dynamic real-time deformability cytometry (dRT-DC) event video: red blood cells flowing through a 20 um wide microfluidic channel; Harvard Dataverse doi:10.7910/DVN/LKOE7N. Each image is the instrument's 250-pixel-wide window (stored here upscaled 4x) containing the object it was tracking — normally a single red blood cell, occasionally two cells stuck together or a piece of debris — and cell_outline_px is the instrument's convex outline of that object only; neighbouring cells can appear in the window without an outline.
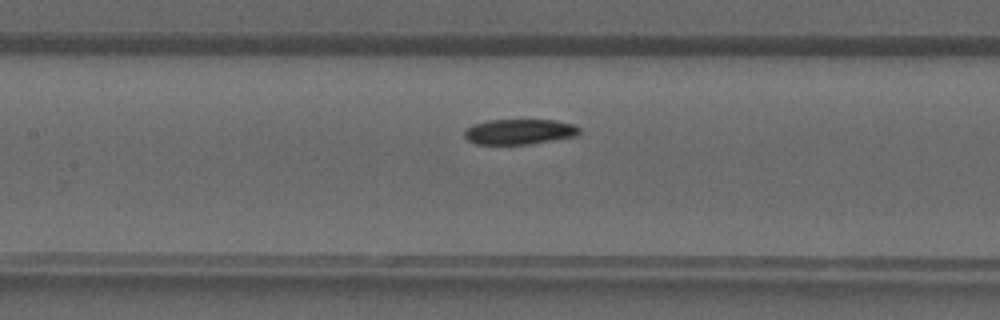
{"species": "common noctule bat (a hibernating species)", "species_latin": "Nyctalus noctula", "temperature_condition": "warm", "stored_images_in_passage": 30, "segment_of_instrument_passage": [1, 2], "camera_frame_rate_fps": 3000, "um_per_image_px": 0.085, "animal": {"sex": "male", "forearm_length_mm": 52.5}, "frame": {"image": 1, "passage_image": 7, "time_ms": 2.0, "image_size_px": [1000, 320], "cell_outline_px": [[580, 132], [576, 136], [528, 144], [476, 144], [468, 140], [464, 136], [464, 128], [472, 124], [488, 120], [556, 120], [572, 124], [580, 128]], "centroid_in_image_um": [44.1, 11.19], "position_along_channel_um": 163.3, "area_um2": 16.99}}
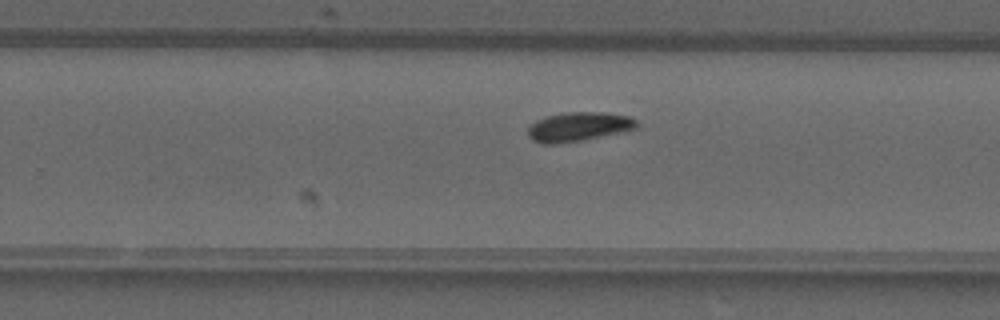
{"frame": {"image": 2, "passage_image": 14, "time_ms": 4.333, "image_size_px": [1000, 320], "cell_outline_px": [[636, 128], [620, 132], [584, 140], [556, 144], [540, 144], [532, 140], [528, 136], [528, 124], [544, 116], [564, 112], [604, 112], [628, 116], [636, 120]], "centroid_in_image_um": [49.09, 10.77], "position_along_channel_um": 280.7, "area_um2": 18.67}}
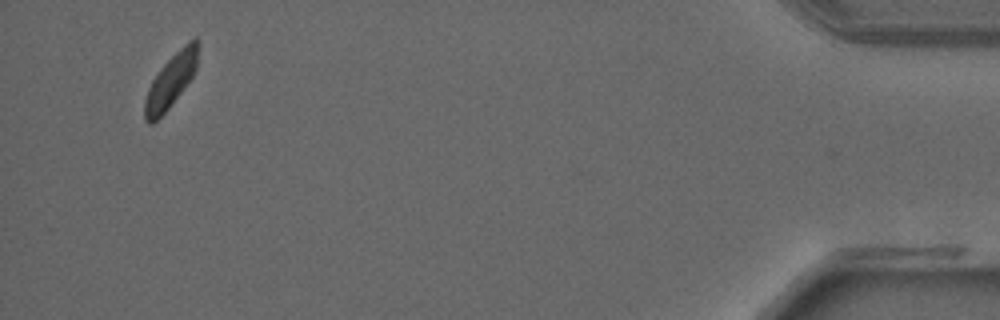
{"frame": {"image": 3, "passage_image": 27, "time_ms": 8.667, "image_size_px": [1000, 320], "cell_outline_px": [[200, 40], [196, 68], [192, 76], [168, 108], [152, 124], [148, 124], [144, 120], [144, 100], [148, 88], [152, 80], [160, 68], [184, 44], [196, 36]], "centroid_in_image_um": [14.52, 6.84], "position_along_channel_um": 420.7, "area_um2": 16.42}}